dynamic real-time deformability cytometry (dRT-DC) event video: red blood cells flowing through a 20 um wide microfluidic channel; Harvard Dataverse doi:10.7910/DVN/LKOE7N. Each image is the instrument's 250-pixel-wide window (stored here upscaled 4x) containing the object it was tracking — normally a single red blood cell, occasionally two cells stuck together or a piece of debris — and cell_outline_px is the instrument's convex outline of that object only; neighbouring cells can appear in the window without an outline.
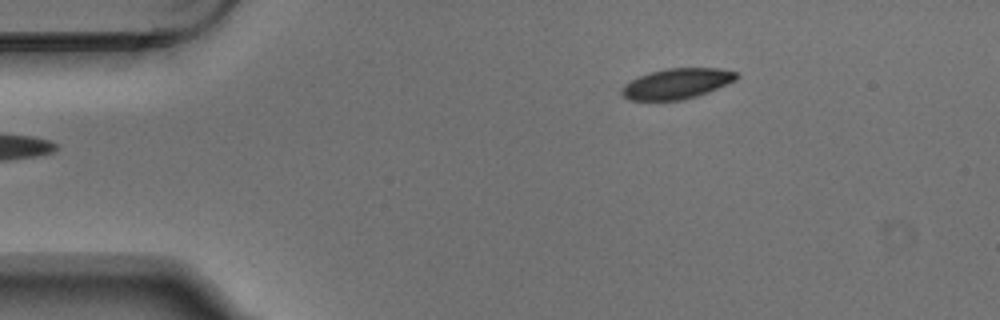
{"species": "Egyptian fruit bat (a non-hibernating species)", "species_latin": "Rousettus aegyptiacus", "temperature_condition": "warm", "stored_images_in_passage": 3, "camera_frame_rate_fps": 3000, "um_per_image_px": 0.085, "animal": {"sex": "male"}, "frame": {"image": 1, "passage_image": 3, "time_ms": 0.667, "image_size_px": [1000, 320], "cell_outline_px": [[740, 76], [736, 80], [708, 92], [696, 96], [680, 100], [628, 100], [620, 92], [620, 88], [624, 84], [640, 76], [652, 72], [668, 68], [720, 68], [736, 72]], "centroid_in_image_um": [57.54, 7.11], "position_along_channel_um": 27.5, "area_um2": 20.23}}